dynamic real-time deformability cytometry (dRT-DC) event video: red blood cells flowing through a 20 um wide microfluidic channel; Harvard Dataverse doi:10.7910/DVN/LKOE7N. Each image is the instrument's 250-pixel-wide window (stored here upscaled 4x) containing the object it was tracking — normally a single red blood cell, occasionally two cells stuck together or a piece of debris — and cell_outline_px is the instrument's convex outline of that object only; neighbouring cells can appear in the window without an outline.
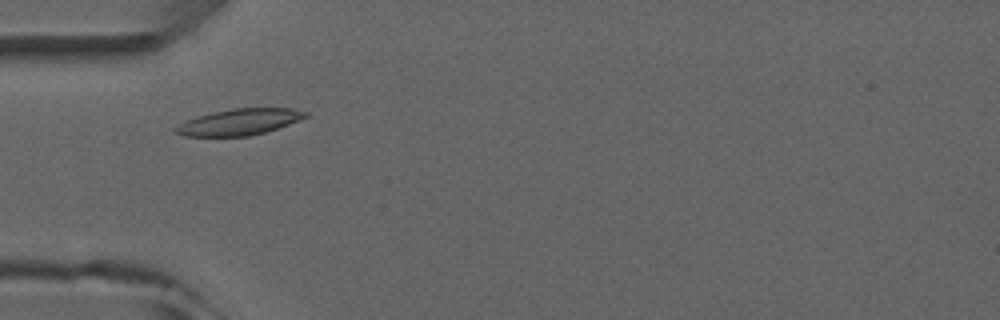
{"species": "common noctule bat (a hibernating species)", "species_latin": "Nyctalus noctula", "temperature_condition": "room temperature", "stored_images_in_passage": 7, "camera_frame_rate_fps": 3000, "um_per_image_px": 0.085, "animal": {"sex": "male", "forearm_length_mm": 52.5}, "frame": {"image": 1, "passage_image": 3, "time_ms": 2.333, "image_size_px": [1000, 320], "cell_outline_px": [[308, 116], [288, 124], [264, 132], [248, 136], [184, 136], [172, 132], [172, 128], [196, 116], [212, 112], [232, 108], [292, 108], [308, 112]], "centroid_in_image_um": [20.29, 10.36], "position_along_channel_um": 64.7, "area_um2": 19.77}}
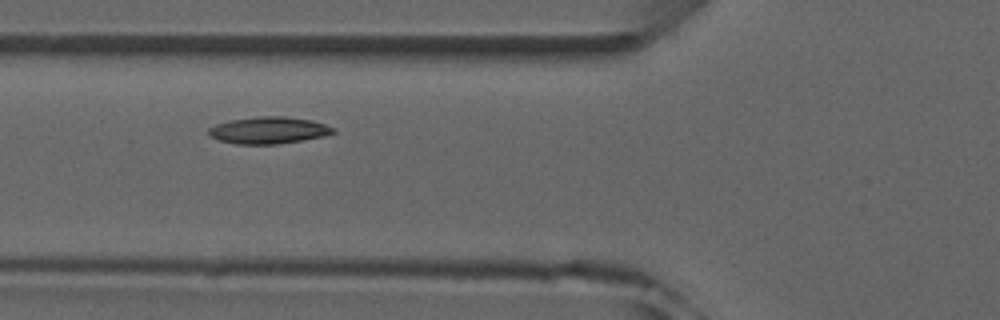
{"frame": {"image": 2, "passage_image": 4, "time_ms": 3.333, "image_size_px": [1000, 320], "cell_outline_px": [[336, 132], [324, 136], [304, 140], [276, 144], [236, 144], [220, 140], [212, 136], [208, 132], [208, 128], [216, 124], [232, 120], [260, 116], [284, 116], [312, 120], [336, 128]], "centroid_in_image_um": [22.88, 11.07], "position_along_channel_um": 102.9, "area_um2": 19.42}}
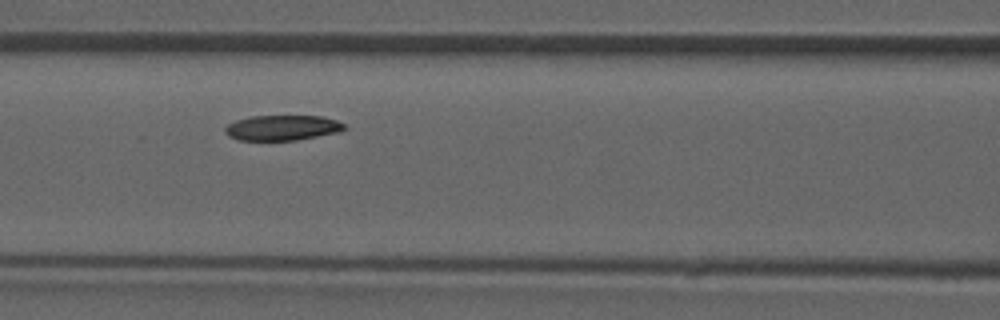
{"frame": {"image": 3, "passage_image": 5, "time_ms": 4.333, "image_size_px": [1000, 320], "cell_outline_px": [[348, 128], [340, 132], [296, 140], [236, 140], [228, 136], [224, 132], [224, 128], [228, 124], [236, 120], [252, 116], [320, 116], [336, 120], [344, 124]], "centroid_in_image_um": [23.99, 10.86], "position_along_channel_um": 142.6, "area_um2": 17.63}}